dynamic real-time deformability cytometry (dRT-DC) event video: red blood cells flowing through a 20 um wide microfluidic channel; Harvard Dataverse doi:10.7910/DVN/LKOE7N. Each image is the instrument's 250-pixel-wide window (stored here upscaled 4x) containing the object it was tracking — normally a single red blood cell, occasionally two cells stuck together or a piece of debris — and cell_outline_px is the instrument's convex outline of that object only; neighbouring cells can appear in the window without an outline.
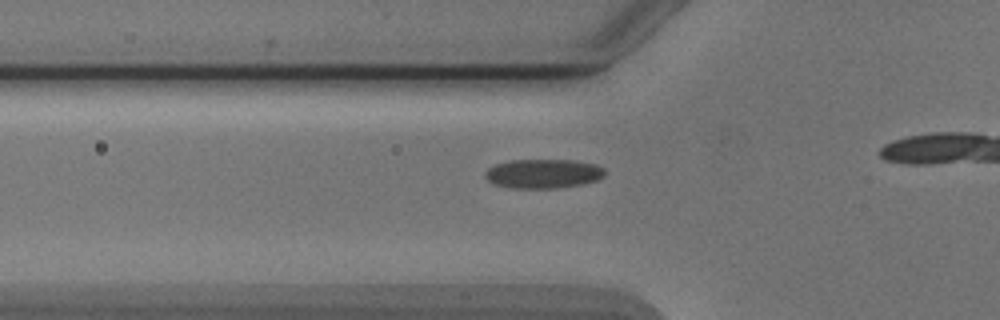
{"species": "Egyptian fruit bat (a non-hibernating species)", "species_latin": "Rousettus aegyptiacus", "temperature_condition": "cold", "stored_images_in_passage": 12, "camera_frame_rate_fps": 3000, "um_per_image_px": 0.085, "animal": {"sex": "male"}, "frame": {"image": 1, "passage_image": 7, "time_ms": 2.0, "image_size_px": [1000, 320], "cell_outline_px": [[604, 176], [596, 180], [584, 184], [560, 188], [508, 188], [492, 184], [484, 176], [484, 172], [488, 168], [496, 164], [512, 160], [572, 160], [596, 164], [604, 168]], "centroid_in_image_um": [46.15, 14.77], "position_along_channel_um": 79.6, "area_um2": 20.58}}
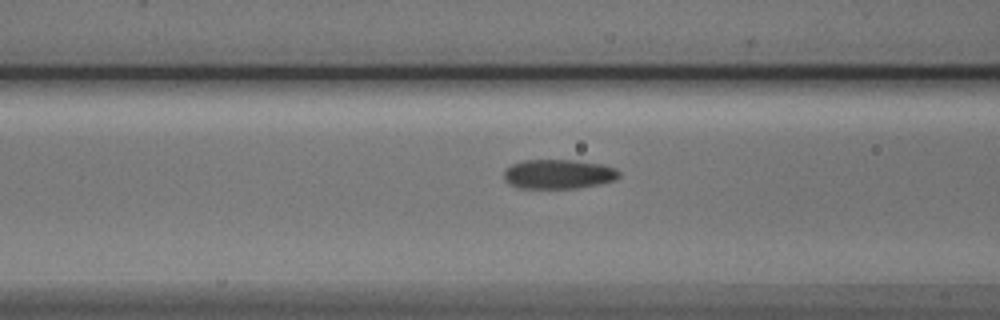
{"frame": {"image": 2, "passage_image": 10, "time_ms": 3.0, "image_size_px": [1000, 320], "cell_outline_px": [[620, 176], [616, 180], [600, 184], [576, 188], [520, 188], [508, 184], [504, 180], [504, 172], [512, 164], [524, 160], [576, 160], [604, 164], [616, 168], [620, 172]], "centroid_in_image_um": [47.5, 14.8], "position_along_channel_um": 119.1, "area_um2": 19.94}}